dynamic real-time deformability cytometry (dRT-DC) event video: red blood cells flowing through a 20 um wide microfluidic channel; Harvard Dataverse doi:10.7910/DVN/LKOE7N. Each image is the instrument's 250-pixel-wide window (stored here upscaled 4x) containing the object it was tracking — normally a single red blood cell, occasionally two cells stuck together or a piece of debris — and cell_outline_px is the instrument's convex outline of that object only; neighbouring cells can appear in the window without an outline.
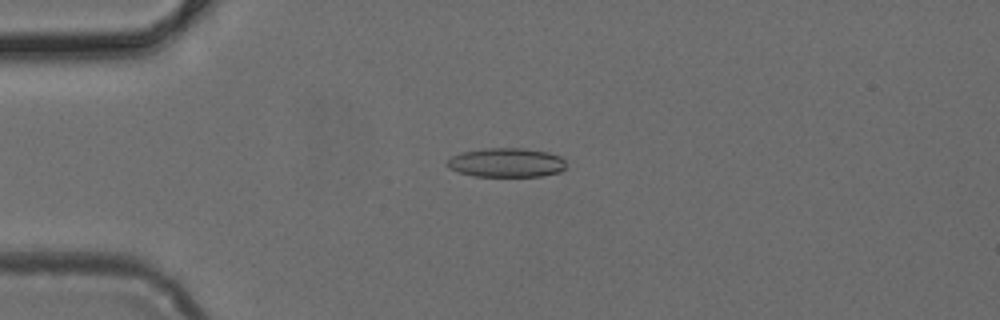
{"species": "common noctule bat (a hibernating species)", "species_latin": "Nyctalus noctula", "temperature_condition": "cold", "stored_images_in_passage": 4, "camera_frame_rate_fps": 3000, "um_per_image_px": 0.085, "animal": {"sex": "female", "body_mass_g": 24.6, "forearm_length_mm": 56.2}, "frame": {"image": 1, "passage_image": 2, "time_ms": 0.333, "image_size_px": [1000, 320], "cell_outline_px": [[564, 168], [560, 172], [540, 176], [472, 176], [448, 168], [444, 164], [452, 156], [460, 152], [484, 148], [524, 148], [548, 152], [560, 156], [564, 160]], "centroid_in_image_um": [43.0, 13.81], "position_along_channel_um": 42.0, "area_um2": 20.29}}
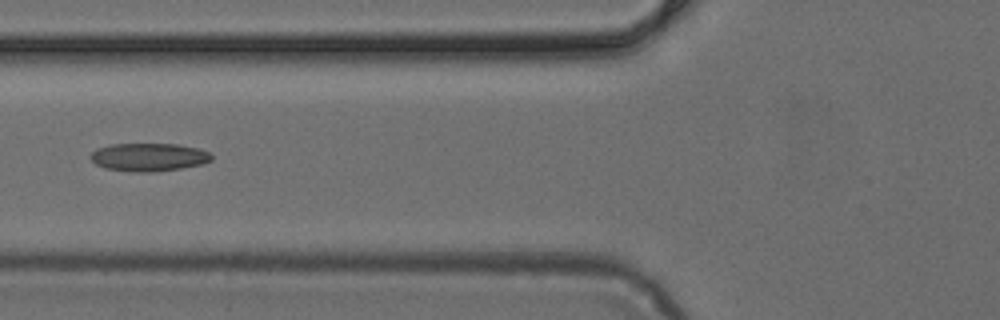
{"frame": {"image": 2, "passage_image": 4, "time_ms": 1.0, "image_size_px": [1000, 320], "cell_outline_px": [[212, 160], [204, 164], [156, 172], [132, 172], [104, 168], [96, 164], [88, 156], [96, 148], [112, 144], [176, 144], [196, 148], [208, 152], [212, 156]], "centroid_in_image_um": [12.62, 13.36], "position_along_channel_um": 113.2, "area_um2": 19.88}}